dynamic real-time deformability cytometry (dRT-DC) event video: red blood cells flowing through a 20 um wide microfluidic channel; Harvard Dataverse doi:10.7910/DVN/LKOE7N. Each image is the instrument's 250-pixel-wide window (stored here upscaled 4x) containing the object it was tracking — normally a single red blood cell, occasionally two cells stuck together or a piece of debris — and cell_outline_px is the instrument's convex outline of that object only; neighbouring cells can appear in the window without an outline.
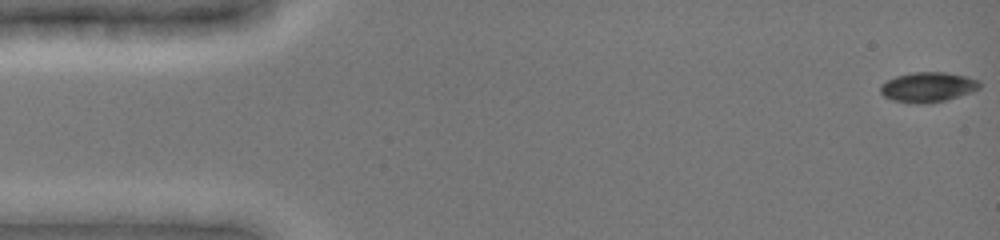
{"species": "common noctule bat (a hibernating species)", "species_latin": "Nyctalus noctula", "temperature_condition": "cold", "stored_images_in_passage": 33, "camera_frame_rate_fps": 3000, "um_per_image_px": 0.085, "animal": {"sex": "female", "body_mass_g": 19.0, "forearm_length_mm": 51.5}, "frame": {"image": 1, "passage_image": 1, "time_ms": 0.0, "image_size_px": [1000, 240], "cell_outline_px": [[980, 88], [944, 100], [928, 104], [916, 104], [892, 100], [884, 96], [880, 92], [880, 84], [896, 76], [912, 72], [944, 72], [968, 76], [980, 80]], "centroid_in_image_um": [78.84, 7.4], "position_along_channel_um": 6.2, "area_um2": 17.28}}
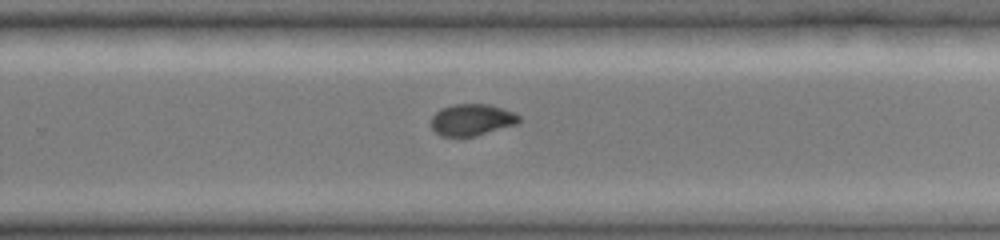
{"frame": {"image": 2, "passage_image": 17, "time_ms": 10.333, "image_size_px": [1000, 240], "cell_outline_px": [[520, 120], [516, 124], [472, 136], [440, 136], [432, 128], [432, 116], [440, 108], [452, 104], [488, 104], [512, 112], [520, 116]], "centroid_in_image_um": [40.06, 10.17], "position_along_channel_um": 289.7, "area_um2": 15.9}}
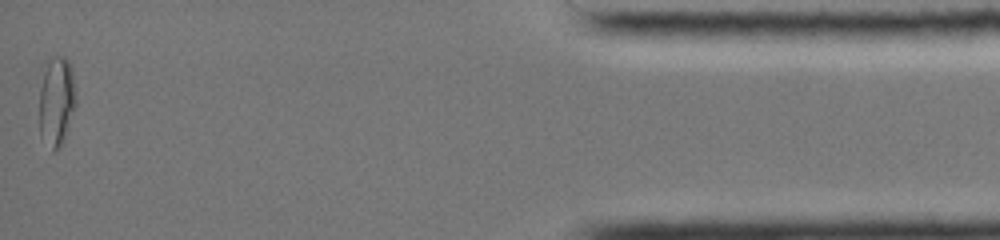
{"frame": {"image": 3, "passage_image": 33, "time_ms": 15.667, "image_size_px": [1000, 240], "cell_outline_px": [[76, 104], [64, 136], [60, 144], [52, 152], [40, 136], [40, 64], [44, 60], [52, 56], [64, 56], [68, 60], [72, 68], [76, 100]], "centroid_in_image_um": [4.76, 8.46], "position_along_channel_um": 430.4, "area_um2": 19.54}}